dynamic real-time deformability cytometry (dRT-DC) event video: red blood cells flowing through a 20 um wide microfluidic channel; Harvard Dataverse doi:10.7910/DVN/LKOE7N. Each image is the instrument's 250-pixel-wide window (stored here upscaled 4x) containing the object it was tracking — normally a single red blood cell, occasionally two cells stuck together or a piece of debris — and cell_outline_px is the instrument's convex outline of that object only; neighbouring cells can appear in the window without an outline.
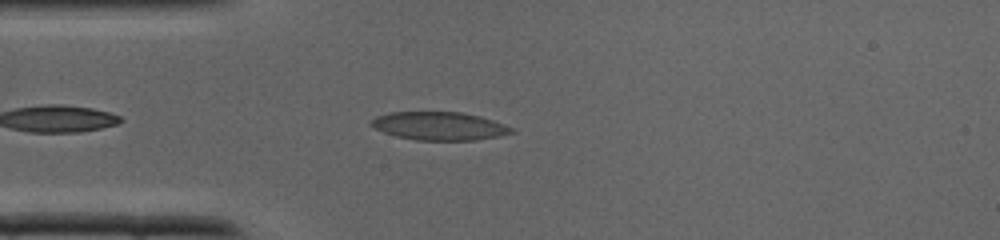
{"species": "common noctule bat (a hibernating species)", "species_latin": "Nyctalus noctula", "temperature_condition": "cold", "stored_images_in_passage": 21, "camera_frame_rate_fps": 3000, "um_per_image_px": 0.085, "animal": {"sex": "male", "body_mass_g": 19.0, "forearm_length_mm": 50.8}, "frame": {"image": 1, "passage_image": 4, "time_ms": 1.0, "image_size_px": [1000, 240], "cell_outline_px": [[516, 132], [500, 136], [476, 140], [416, 140], [396, 136], [384, 132], [376, 128], [372, 124], [372, 120], [376, 116], [388, 112], [460, 112], [480, 116], [504, 124], [512, 128]], "centroid_in_image_um": [37.37, 10.71], "position_along_channel_um": 47.6, "area_um2": 22.95}}
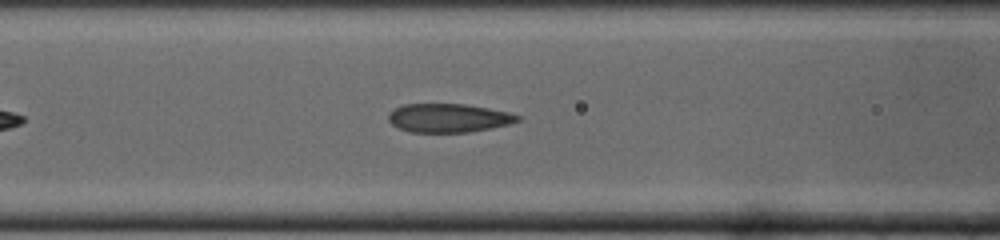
{"frame": {"image": 2, "passage_image": 9, "time_ms": 2.667, "image_size_px": [1000, 240], "cell_outline_px": [[520, 120], [508, 124], [468, 132], [408, 132], [392, 124], [388, 120], [388, 112], [404, 104], [464, 104], [488, 108], [508, 112], [520, 116]], "centroid_in_image_um": [38.08, 10.02], "position_along_channel_um": 128.5, "area_um2": 21.39}}
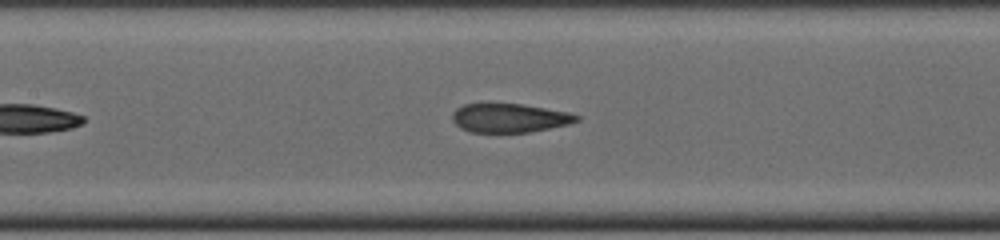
{"frame": {"image": 3, "passage_image": 11, "time_ms": 3.333, "image_size_px": [1000, 240], "cell_outline_px": [[580, 120], [568, 124], [528, 132], [472, 132], [460, 128], [452, 120], [452, 112], [456, 108], [464, 104], [484, 100], [520, 104], [568, 112], [580, 116]], "centroid_in_image_um": [43.22, 9.98], "position_along_channel_um": 164.2, "area_um2": 21.5}}